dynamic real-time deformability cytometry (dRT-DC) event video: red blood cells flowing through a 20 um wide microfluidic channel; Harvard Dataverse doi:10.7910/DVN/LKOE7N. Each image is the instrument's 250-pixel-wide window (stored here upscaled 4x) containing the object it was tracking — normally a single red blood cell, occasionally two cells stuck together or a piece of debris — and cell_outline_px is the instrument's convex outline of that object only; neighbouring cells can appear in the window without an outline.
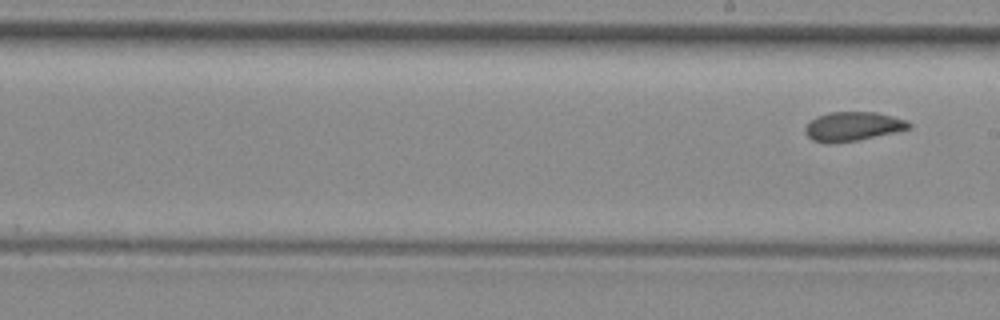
{"species": "common noctule bat (a hibernating species)", "species_latin": "Nyctalus noctula", "temperature_condition": "room temperature", "stored_images_in_passage": 7, "camera_frame_rate_fps": 3000, "um_per_image_px": 0.085, "animal": {"sex": "female", "body_mass_g": 29.2, "forearm_length_mm": 56.3}, "frame": {"image": 1, "passage_image": 7, "time_ms": 7.0, "image_size_px": [1000, 320], "cell_outline_px": [[912, 128], [856, 140], [828, 144], [812, 140], [804, 132], [804, 128], [816, 116], [828, 112], [876, 112], [908, 120], [912, 124]], "centroid_in_image_um": [72.48, 10.74], "position_along_channel_um": 216.5, "area_um2": 17.57}}